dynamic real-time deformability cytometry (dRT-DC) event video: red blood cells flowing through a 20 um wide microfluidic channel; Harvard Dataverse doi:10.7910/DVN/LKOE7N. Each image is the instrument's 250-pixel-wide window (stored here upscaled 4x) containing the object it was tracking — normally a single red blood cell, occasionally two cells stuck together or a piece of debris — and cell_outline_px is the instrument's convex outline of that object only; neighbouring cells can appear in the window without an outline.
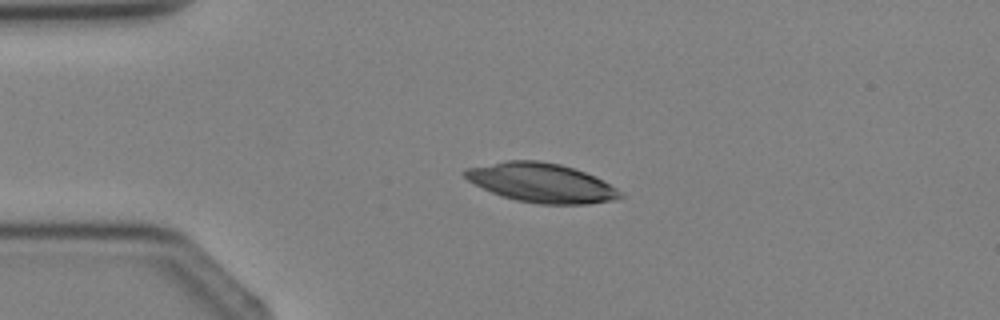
{"species": "Egyptian fruit bat (a non-hibernating species)", "species_latin": "Rousettus aegyptiacus", "temperature_condition": "cold", "stored_images_in_passage": 1, "camera_frame_rate_fps": 3000, "um_per_image_px": 0.085, "animal": {"sex": "female"}, "frame": {"image": 1, "passage_image": 1, "time_ms": 0.0, "image_size_px": [1000, 320], "cell_outline_px": [[624, 196], [612, 200], [588, 204], [540, 204], [516, 200], [500, 196], [468, 180], [464, 176], [464, 168], [508, 160], [536, 160], [560, 164], [596, 176], [616, 188]], "centroid_in_image_um": [46.01, 15.53], "position_along_channel_um": 39.0, "area_um2": 35.26}}